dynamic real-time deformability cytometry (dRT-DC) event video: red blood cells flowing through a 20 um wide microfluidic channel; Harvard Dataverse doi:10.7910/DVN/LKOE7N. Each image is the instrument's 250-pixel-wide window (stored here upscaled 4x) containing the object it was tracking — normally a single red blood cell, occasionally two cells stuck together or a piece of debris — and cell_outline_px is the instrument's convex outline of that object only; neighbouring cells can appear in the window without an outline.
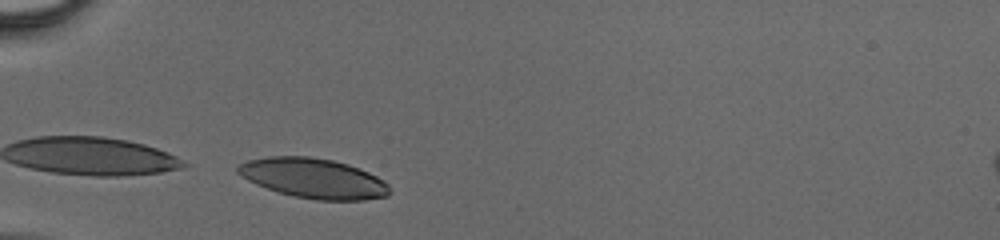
{"species": "human", "species_latin": "Homo sapiens", "temperature_condition": "cold", "stored_images_in_passage": 27, "camera_frame_rate_fps": 3000, "um_per_image_px": 0.085, "donor": {"sex": "male"}, "frame": {"image": 1, "passage_image": 1, "time_ms": 0.0, "image_size_px": [1000, 240], "cell_outline_px": [[392, 192], [388, 196], [364, 200], [316, 200], [296, 196], [280, 192], [256, 184], [240, 176], [236, 172], [236, 168], [240, 164], [248, 160], [268, 156], [308, 156], [332, 160], [348, 164], [368, 172], [384, 180], [388, 184]], "centroid_in_image_um": [26.66, 15.15], "position_along_channel_um": 58.3, "area_um2": 35.26}}
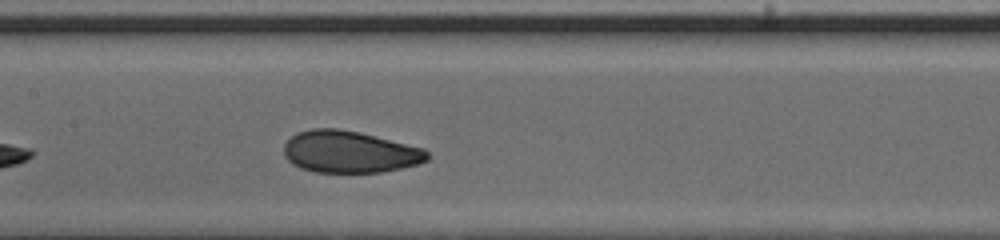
{"frame": {"image": 2, "passage_image": 10, "time_ms": 3.0, "image_size_px": [1000, 240], "cell_outline_px": [[428, 160], [420, 164], [380, 172], [316, 172], [300, 168], [292, 164], [284, 156], [284, 144], [296, 132], [312, 128], [340, 128], [360, 132], [424, 148], [428, 152]], "centroid_in_image_um": [29.7, 12.9], "position_along_channel_um": 177.7, "area_um2": 35.2}}
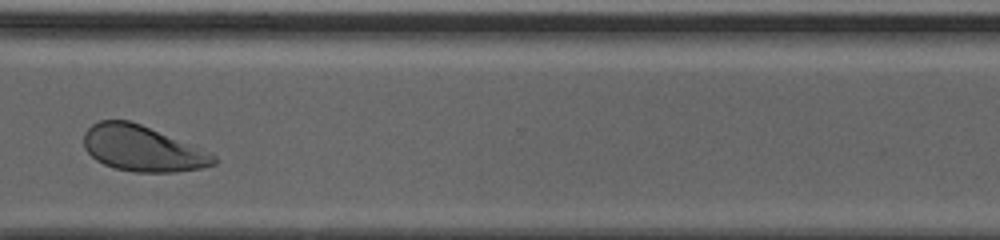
{"frame": {"image": 3, "passage_image": 22, "time_ms": 7.0, "image_size_px": [1000, 240], "cell_outline_px": [[216, 164], [200, 168], [172, 172], [132, 172], [116, 168], [104, 164], [96, 160], [84, 148], [84, 132], [92, 124], [100, 120], [128, 120], [140, 124], [216, 156]], "centroid_in_image_um": [12.03, 12.63], "position_along_channel_um": 358.6, "area_um2": 33.87}}